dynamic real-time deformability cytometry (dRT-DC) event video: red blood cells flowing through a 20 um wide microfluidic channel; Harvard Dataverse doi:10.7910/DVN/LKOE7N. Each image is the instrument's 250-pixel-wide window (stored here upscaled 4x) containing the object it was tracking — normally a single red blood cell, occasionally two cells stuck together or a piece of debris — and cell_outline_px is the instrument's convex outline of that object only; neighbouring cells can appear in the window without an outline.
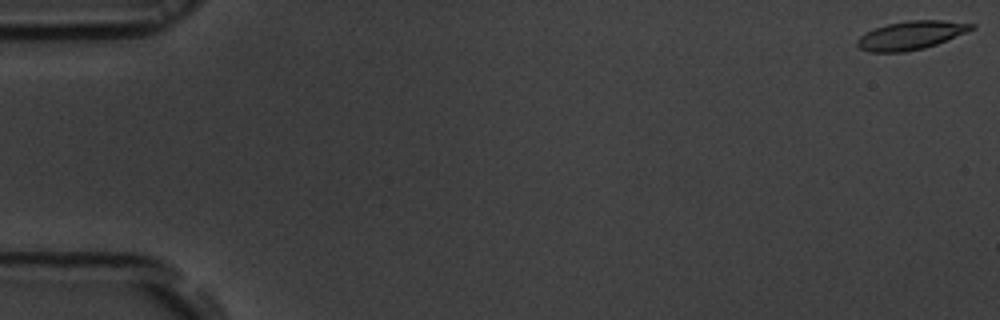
{"species": "common noctule bat (a hibernating species)", "species_latin": "Nyctalus noctula", "temperature_condition": "room temperature", "stored_images_in_passage": 55, "camera_frame_rate_fps": 3000, "um_per_image_px": 0.085, "animal": {"sex": "male", "body_mass_g": 19.5, "forearm_length_mm": 54.6}, "frame": {"image": 1, "passage_image": 1, "time_ms": 0.0, "image_size_px": [1000, 320], "cell_outline_px": [[976, 28], [936, 44], [924, 48], [904, 52], [872, 52], [860, 48], [856, 44], [856, 40], [864, 32], [888, 24], [908, 20], [944, 20], [976, 24]], "centroid_in_image_um": [77.43, 2.99], "position_along_channel_um": 7.6, "area_um2": 18.9}}
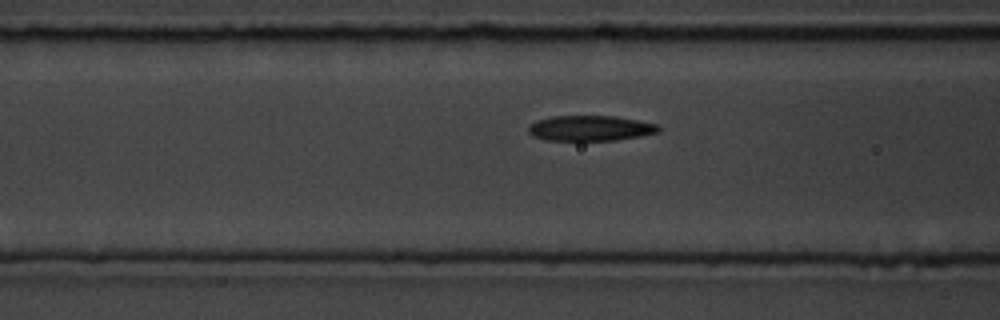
{"frame": {"image": 2, "passage_image": 22, "time_ms": 7.0, "image_size_px": [1000, 320], "cell_outline_px": [[660, 132], [640, 136], [616, 140], [544, 140], [532, 136], [528, 132], [528, 128], [536, 120], [552, 116], [616, 116], [656, 124], [660, 128]], "centroid_in_image_um": [50.16, 10.9], "position_along_channel_um": 116.4, "area_um2": 19.19}}
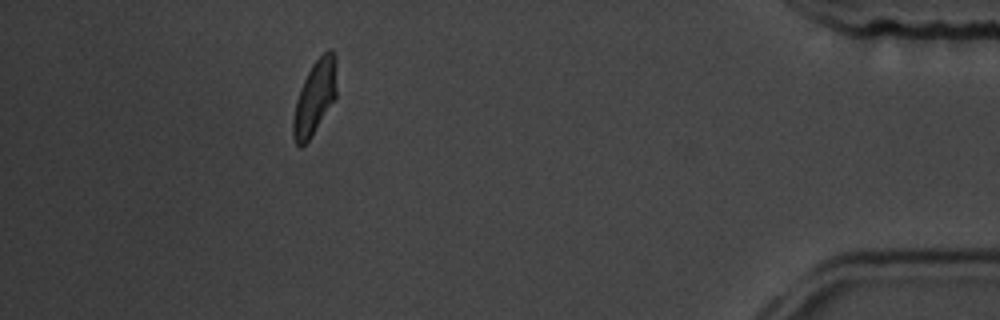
{"frame": {"image": 3, "passage_image": 50, "time_ms": 16.333, "image_size_px": [1000, 320], "cell_outline_px": [[336, 96], [308, 140], [300, 148], [296, 144], [292, 136], [292, 120], [296, 100], [300, 88], [312, 64], [328, 48], [332, 48], [336, 56]], "centroid_in_image_um": [26.74, 8.24], "position_along_channel_um": 408.5, "area_um2": 18.61}, "authors_computed_cell_mechanics": {"area_um2": 19.2474, "velocity_mm_per_s": 3.7061, "shape_relaxation_time_tau1_ms": 4.5499, "shape_relaxation_time_tau2_ms": 2.3084, "deformation_change_tau1": 0.1619, "deformation_change_tau2": 0.0934}}